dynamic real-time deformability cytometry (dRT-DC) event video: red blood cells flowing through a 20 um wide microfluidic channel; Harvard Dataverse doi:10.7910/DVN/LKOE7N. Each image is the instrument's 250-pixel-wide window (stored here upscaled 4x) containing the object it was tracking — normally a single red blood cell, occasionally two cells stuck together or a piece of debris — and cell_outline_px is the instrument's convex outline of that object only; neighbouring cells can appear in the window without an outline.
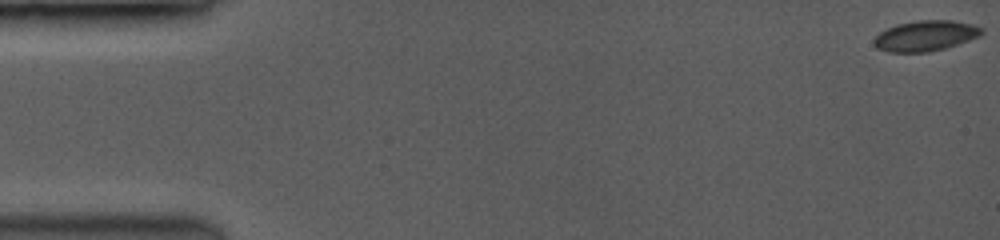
{"species": "common noctule bat (a hibernating species)", "species_latin": "Nyctalus noctula", "temperature_condition": "room temperature", "stored_images_in_passage": 69, "camera_frame_rate_fps": 3500, "um_per_image_px": 0.085, "animal": {"sex": "female", "body_mass_g": 19.0, "forearm_length_mm": 53.3}, "frame": {"image": 1, "passage_image": 1, "time_ms": 0.0, "image_size_px": [1000, 240], "cell_outline_px": [[980, 32], [976, 36], [944, 48], [924, 52], [892, 52], [880, 48], [876, 44], [876, 36], [880, 32], [888, 28], [900, 24], [924, 20], [948, 20], [968, 24], [980, 28]], "centroid_in_image_um": [78.61, 3.04], "position_along_channel_um": 6.4, "area_um2": 17.92}}
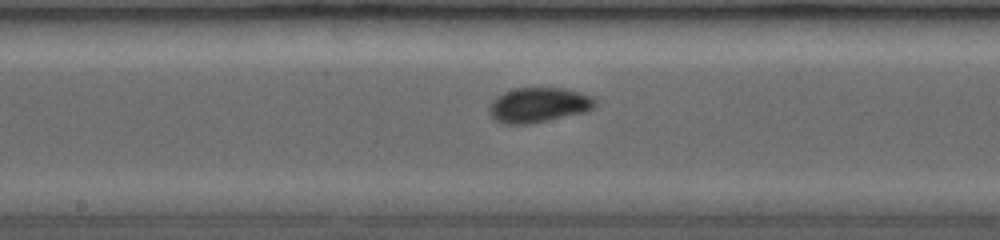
{"frame": {"image": 2, "passage_image": 40, "time_ms": 8.571, "image_size_px": [1000, 240], "cell_outline_px": [[592, 108], [584, 112], [524, 124], [504, 124], [496, 120], [492, 116], [492, 104], [500, 96], [516, 88], [564, 88], [588, 96], [592, 100]], "centroid_in_image_um": [45.77, 8.93], "position_along_channel_um": 202.4, "area_um2": 20.17}}
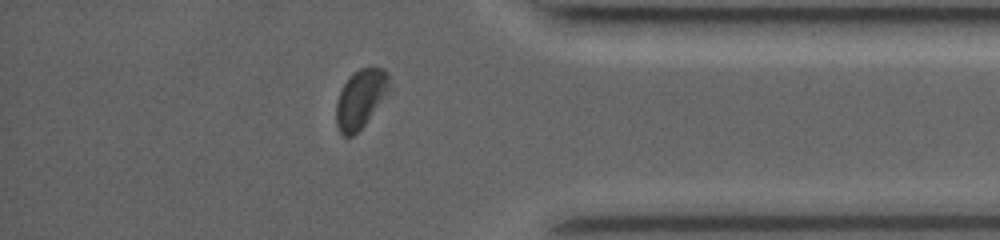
{"frame": {"image": 3, "passage_image": 62, "time_ms": 13.714, "image_size_px": [1000, 240], "cell_outline_px": [[392, 84], [364, 124], [352, 136], [344, 136], [340, 132], [336, 124], [336, 100], [348, 76], [360, 68], [384, 68], [388, 72]], "centroid_in_image_um": [30.63, 8.35], "position_along_channel_um": 404.6, "area_um2": 17.8}, "authors_computed_cell_mechanics": {"area_um2": 19.5364, "velocity_mm_per_s": 4.0734, "shape_relaxation_time_tau1_ms": 4.078, "shape_relaxation_time_tau2_ms": 1.0524, "deformation_change_tau1": 0.0789, "deformation_change_tau2": 0.042}}